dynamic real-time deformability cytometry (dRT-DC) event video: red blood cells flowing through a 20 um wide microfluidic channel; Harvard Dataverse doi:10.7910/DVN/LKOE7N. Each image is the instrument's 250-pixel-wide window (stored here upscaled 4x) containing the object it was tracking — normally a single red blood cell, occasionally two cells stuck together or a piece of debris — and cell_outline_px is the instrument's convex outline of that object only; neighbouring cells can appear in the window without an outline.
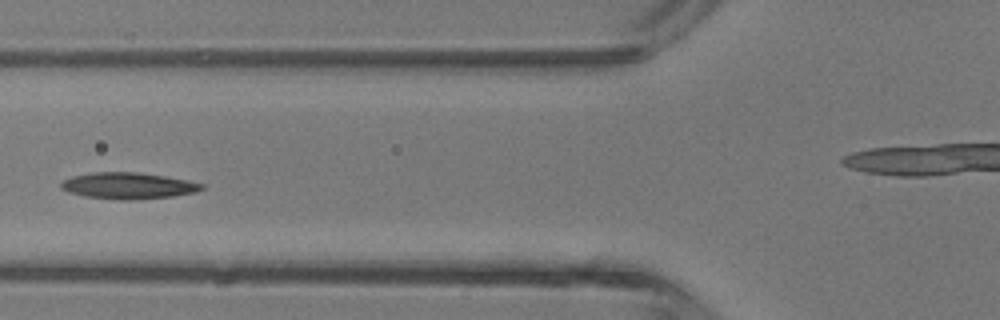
{"species": "common noctule bat (a hibernating species)", "species_latin": "Nyctalus noctula", "temperature_condition": "room temperature", "stored_images_in_passage": 5, "segment_of_instrument_passage": [1, 2], "camera_frame_rate_fps": 3000, "um_per_image_px": 0.085, "animal": {"sex": "male", "body_mass_g": 13.3}, "frame": {"image": 1, "passage_image": 4, "time_ms": 3.333, "image_size_px": [1000, 320], "cell_outline_px": [[204, 188], [196, 192], [172, 196], [132, 200], [120, 200], [84, 196], [68, 192], [60, 188], [60, 184], [64, 180], [72, 176], [92, 172], [136, 172], [164, 176], [204, 184]], "centroid_in_image_um": [10.86, 15.79], "position_along_channel_um": 114.9, "area_um2": 21.5}}